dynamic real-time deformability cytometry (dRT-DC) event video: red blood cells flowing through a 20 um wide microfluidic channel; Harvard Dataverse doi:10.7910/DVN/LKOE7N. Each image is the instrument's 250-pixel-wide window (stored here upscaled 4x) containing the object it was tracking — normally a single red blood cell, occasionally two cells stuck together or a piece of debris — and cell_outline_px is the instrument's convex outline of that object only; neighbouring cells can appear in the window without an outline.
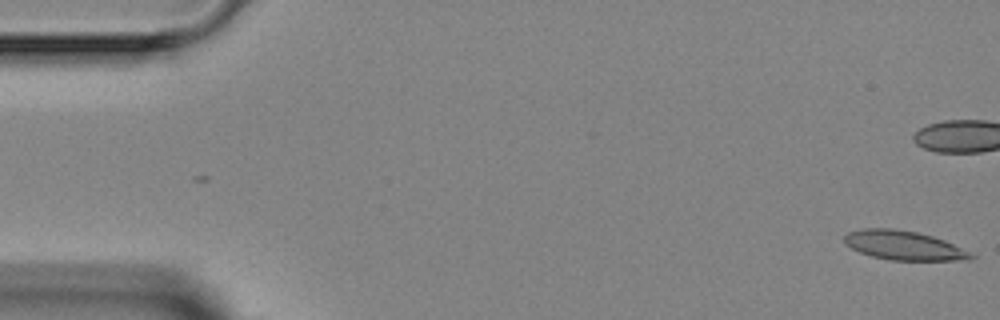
{"species": "Egyptian fruit bat (a non-hibernating species)", "species_latin": "Rousettus aegyptiacus", "temperature_condition": "room temperature", "stored_images_in_passage": 6, "segment_of_instrument_passage": [1, 2], "camera_frame_rate_fps": 3000, "um_per_image_px": 0.085, "animal": {"sex": "female"}, "frame": {"image": 1, "passage_image": 1, "time_ms": 0.0, "image_size_px": [1000, 320], "cell_outline_px": [[976, 256], [972, 260], [888, 260], [872, 256], [860, 252], [844, 244], [844, 236], [848, 232], [864, 228], [892, 228], [916, 232], [932, 236], [944, 240]], "centroid_in_image_um": [76.78, 20.86], "position_along_channel_um": 8.2, "area_um2": 21.39}}
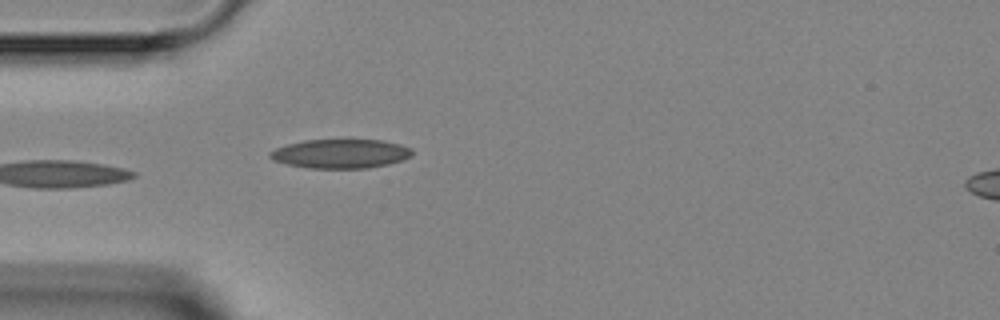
{"frame": {"image": 2, "passage_image": 5, "time_ms": 5.0, "image_size_px": [1000, 320], "cell_outline_px": [[412, 156], [404, 160], [388, 164], [368, 168], [308, 168], [288, 164], [272, 160], [268, 156], [268, 152], [276, 148], [288, 144], [304, 140], [380, 140], [400, 144], [412, 148]], "centroid_in_image_um": [28.95, 13.07], "position_along_channel_um": 56.0, "area_um2": 24.16}}